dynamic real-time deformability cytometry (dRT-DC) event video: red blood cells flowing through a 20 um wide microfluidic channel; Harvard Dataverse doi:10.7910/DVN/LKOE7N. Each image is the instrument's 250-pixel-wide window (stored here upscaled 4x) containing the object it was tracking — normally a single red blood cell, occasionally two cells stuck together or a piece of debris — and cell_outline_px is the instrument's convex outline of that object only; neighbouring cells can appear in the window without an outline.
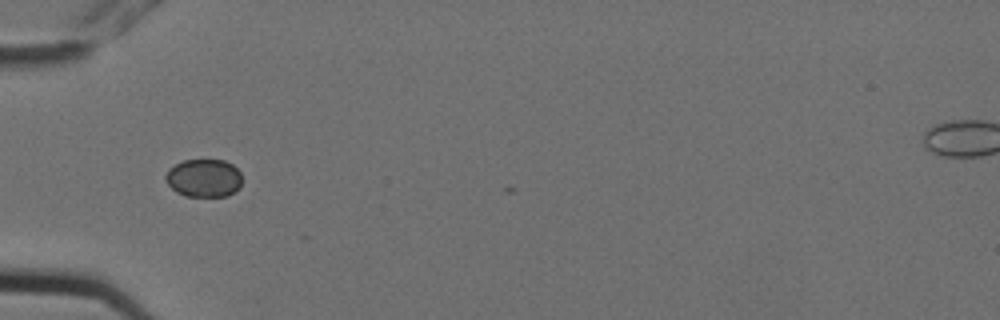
{"species": "Egyptian fruit bat (a non-hibernating species)", "species_latin": "Rousettus aegyptiacus", "temperature_condition": "cold", "stored_images_in_passage": 2, "camera_frame_rate_fps": 3000, "um_per_image_px": 0.085, "animal": {"sex": "female"}, "frame": {"image": 1, "passage_image": 1, "time_ms": 0.0, "image_size_px": [1000, 320], "cell_outline_px": [[240, 184], [228, 196], [184, 196], [176, 192], [168, 184], [164, 176], [168, 168], [184, 160], [224, 160], [232, 164], [240, 172]], "centroid_in_image_um": [17.28, 15.13], "position_along_channel_um": 67.7, "area_um2": 16.82}}